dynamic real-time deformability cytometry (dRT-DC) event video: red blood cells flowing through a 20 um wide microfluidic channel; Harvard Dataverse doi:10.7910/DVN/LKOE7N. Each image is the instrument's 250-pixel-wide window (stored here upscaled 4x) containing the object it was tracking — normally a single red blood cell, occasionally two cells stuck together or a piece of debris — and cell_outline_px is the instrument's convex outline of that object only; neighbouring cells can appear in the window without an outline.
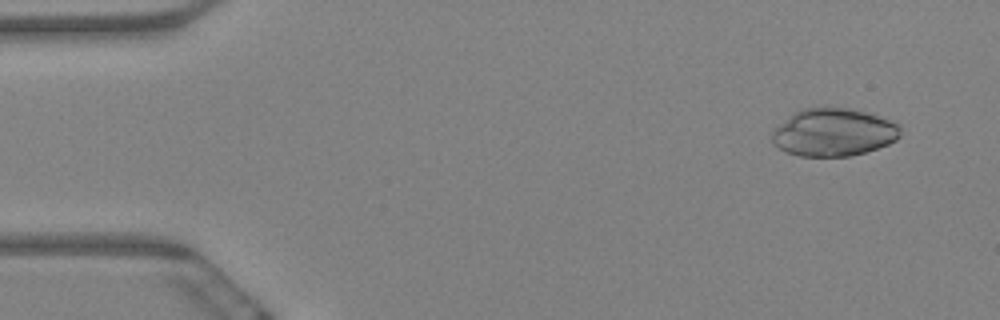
{"species": "Egyptian fruit bat (a non-hibernating species)", "species_latin": "Rousettus aegyptiacus", "temperature_condition": "warm", "stored_images_in_passage": 5, "camera_frame_rate_fps": 3000, "um_per_image_px": 0.085, "animal": {"sex": "female"}, "frame": {"image": 1, "passage_image": 1, "time_ms": 0.0, "image_size_px": [1000, 320], "cell_outline_px": [[900, 136], [896, 140], [888, 144], [852, 156], [800, 156], [784, 152], [772, 144], [772, 132], [792, 112], [804, 108], [820, 104], [828, 104], [852, 108], [896, 120], [900, 124]], "centroid_in_image_um": [70.86, 11.19], "position_along_channel_um": 14.1, "area_um2": 36.88}}